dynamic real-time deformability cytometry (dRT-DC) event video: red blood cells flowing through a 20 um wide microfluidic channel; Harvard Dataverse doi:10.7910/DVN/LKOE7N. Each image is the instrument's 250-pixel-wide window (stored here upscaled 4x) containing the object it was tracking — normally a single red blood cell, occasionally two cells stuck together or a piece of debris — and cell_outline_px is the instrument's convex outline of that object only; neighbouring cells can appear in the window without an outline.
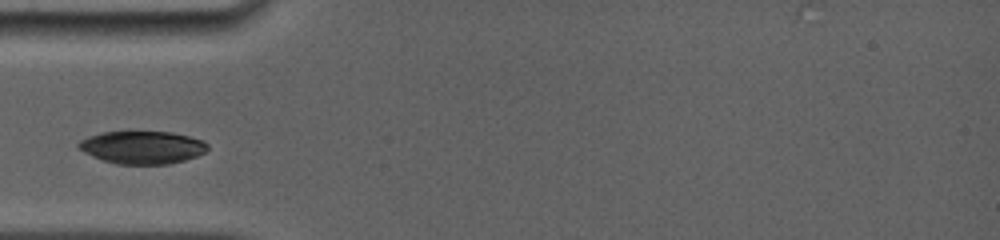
{"species": "common noctule bat (a hibernating species)", "species_latin": "Nyctalus noctula", "temperature_condition": "room temperature", "stored_images_in_passage": 44, "camera_frame_rate_fps": 5000, "um_per_image_px": 0.085, "animal": {"sex": "female", "body_mass_g": 19.0, "forearm_length_mm": 56.7}, "frame": {"image": 1, "passage_image": 1, "time_ms": 0.0, "image_size_px": [1000, 240], "cell_outline_px": [[208, 148], [204, 152], [196, 156], [184, 160], [168, 164], [116, 164], [92, 156], [76, 148], [76, 144], [80, 140], [88, 136], [100, 132], [128, 128], [172, 132], [204, 140], [208, 144]], "centroid_in_image_um": [12.04, 12.46], "position_along_channel_um": 73.0, "area_um2": 25.72}}
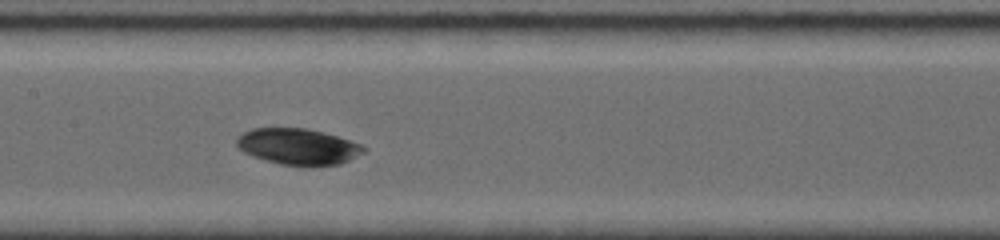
{"frame": {"image": 2, "passage_image": 13, "time_ms": 2.8, "image_size_px": [1000, 240], "cell_outline_px": [[368, 148], [364, 152], [340, 164], [280, 164], [252, 156], [244, 152], [236, 144], [236, 140], [244, 132], [252, 128], [308, 128], [324, 132], [364, 144]], "centroid_in_image_um": [25.36, 12.42], "position_along_channel_um": 182.0, "area_um2": 26.36}}
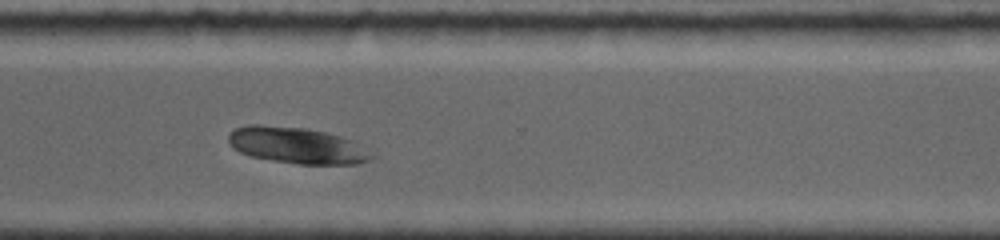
{"frame": {"image": 3, "passage_image": 32, "time_ms": 7.0, "image_size_px": [1000, 240], "cell_outline_px": [[376, 156], [372, 160], [356, 164], [300, 164], [252, 156], [240, 152], [228, 140], [228, 136], [236, 128], [248, 124], [260, 124], [308, 128], [340, 136], [352, 140], [376, 152]], "centroid_in_image_um": [25.35, 12.35], "position_along_channel_um": 345.2, "area_um2": 30.35}}